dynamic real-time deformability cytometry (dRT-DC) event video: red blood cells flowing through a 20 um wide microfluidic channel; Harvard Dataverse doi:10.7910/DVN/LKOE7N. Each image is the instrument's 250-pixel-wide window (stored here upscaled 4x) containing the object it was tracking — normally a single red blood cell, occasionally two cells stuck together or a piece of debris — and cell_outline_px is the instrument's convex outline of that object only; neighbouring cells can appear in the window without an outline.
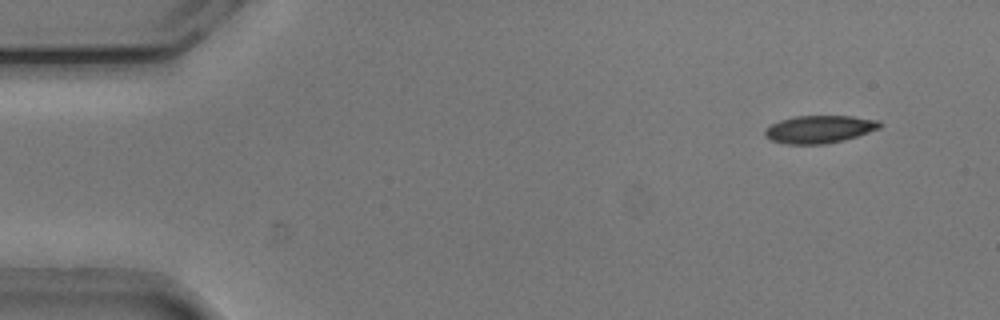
{"species": "common noctule bat (a hibernating species)", "species_latin": "Nyctalus noctula", "temperature_condition": "cold", "stored_images_in_passage": 50, "camera_frame_rate_fps": 3000, "um_per_image_px": 0.085, "animal": {"sex": "male", "body_mass_g": 20.5, "forearm_length_mm": 52.5}, "frame": {"image": 1, "passage_image": 1, "time_ms": 0.0, "image_size_px": [1000, 320], "cell_outline_px": [[880, 128], [844, 140], [824, 144], [788, 144], [772, 140], [764, 136], [764, 128], [780, 120], [796, 116], [852, 116], [880, 120]], "centroid_in_image_um": [69.63, 10.98], "position_along_channel_um": 15.4, "area_um2": 18.44}}
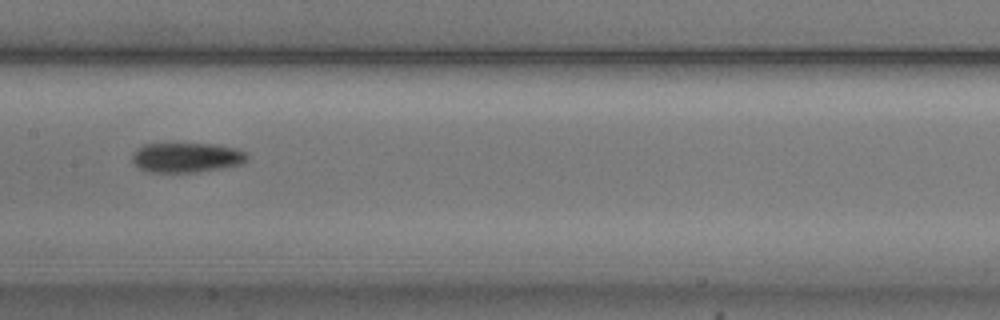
{"frame": {"image": 2, "passage_image": 23, "time_ms": 7.333, "image_size_px": [1000, 320], "cell_outline_px": [[248, 160], [240, 164], [220, 168], [196, 172], [148, 172], [136, 168], [132, 164], [132, 152], [136, 148], [144, 144], [172, 140], [216, 144], [236, 148], [248, 152]], "centroid_in_image_um": [15.78, 13.32], "position_along_channel_um": 191.6, "area_um2": 21.27}}
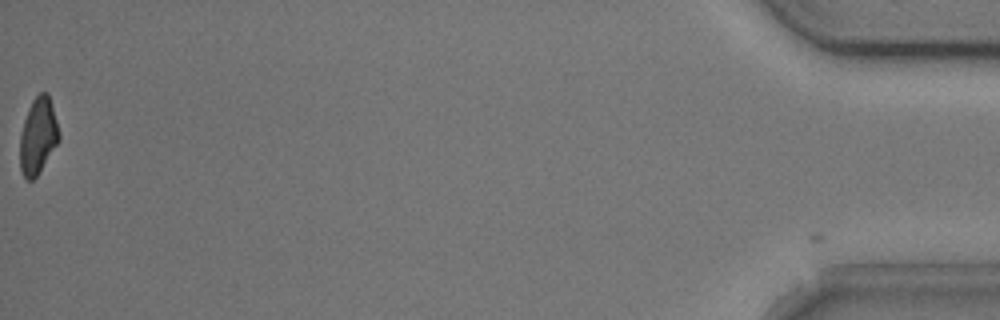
{"frame": {"image": 3, "passage_image": 50, "time_ms": 16.333, "image_size_px": [1000, 320], "cell_outline_px": [[60, 140], [36, 176], [32, 180], [28, 180], [20, 172], [20, 136], [24, 120], [28, 108], [32, 100], [40, 92], [48, 92], [60, 132]], "centroid_in_image_um": [3.23, 11.53], "position_along_channel_um": 432.0, "area_um2": 17.34}, "authors_computed_cell_mechanics": {"area_um2": 19.2763, "velocity_mm_per_s": 3.7883, "shape_relaxation_time_tau1_ms": 2.8033, "shape_relaxation_time_tau2_ms": null, "deformation_change_tau1": 0.1265, "deformation_change_tau2": null}}